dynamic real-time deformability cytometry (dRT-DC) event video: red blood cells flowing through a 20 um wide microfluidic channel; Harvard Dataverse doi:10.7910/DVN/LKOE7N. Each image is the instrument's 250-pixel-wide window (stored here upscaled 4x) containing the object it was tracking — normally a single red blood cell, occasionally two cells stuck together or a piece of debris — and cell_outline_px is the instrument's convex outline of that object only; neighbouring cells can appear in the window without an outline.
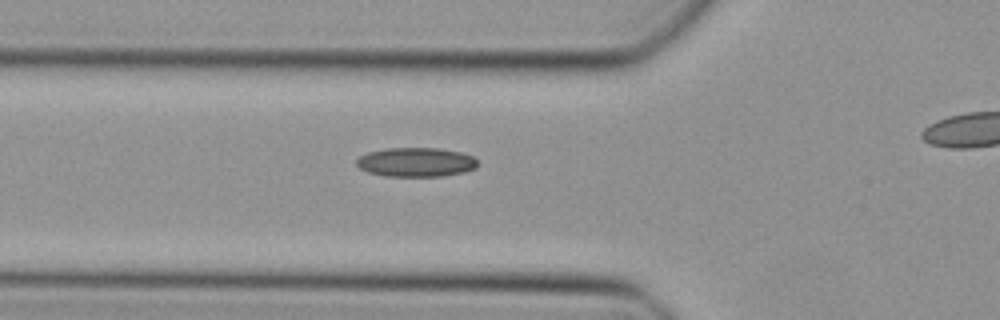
{"species": "Egyptian fruit bat (a non-hibernating species)", "species_latin": "Rousettus aegyptiacus", "temperature_condition": "cold", "stored_images_in_passage": 27, "camera_frame_rate_fps": 3000, "um_per_image_px": 0.085, "animal": {"sex": "female"}, "frame": {"image": 1, "passage_image": 2, "time_ms": 0.333, "image_size_px": [1000, 320], "cell_outline_px": [[476, 168], [464, 172], [440, 176], [384, 176], [368, 172], [360, 168], [356, 164], [356, 160], [360, 156], [368, 152], [388, 148], [440, 148], [460, 152], [472, 156], [476, 160]], "centroid_in_image_um": [35.34, 13.78], "position_along_channel_um": 90.5, "area_um2": 20.52}}
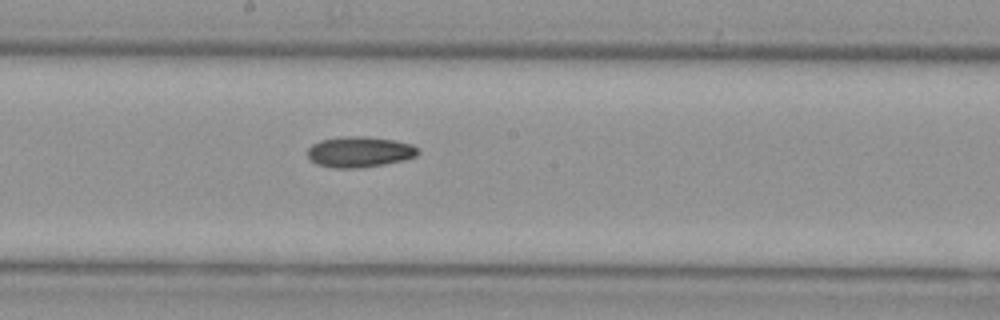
{"frame": {"image": 2, "passage_image": 11, "time_ms": 3.333, "image_size_px": [1000, 320], "cell_outline_px": [[420, 152], [416, 156], [404, 160], [384, 164], [360, 168], [332, 168], [316, 164], [308, 156], [308, 148], [312, 144], [320, 140], [344, 136], [364, 136], [392, 140], [412, 144]], "centroid_in_image_um": [30.54, 12.91], "position_along_channel_um": 217.7, "area_um2": 19.77}}
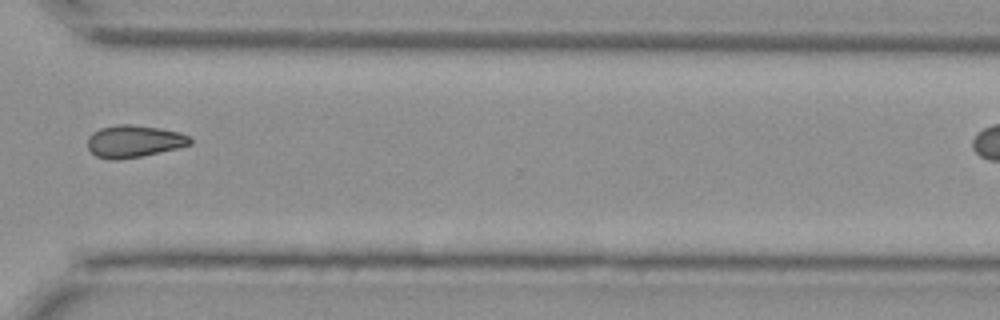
{"frame": {"image": 3, "passage_image": 21, "time_ms": 6.667, "image_size_px": [1000, 320], "cell_outline_px": [[192, 144], [176, 148], [140, 156], [116, 160], [108, 160], [96, 156], [88, 148], [88, 136], [92, 132], [100, 128], [120, 124], [132, 124], [160, 128], [180, 132], [188, 136], [192, 140]], "centroid_in_image_um": [11.36, 12.0], "position_along_channel_um": 359.2, "area_um2": 19.19}}